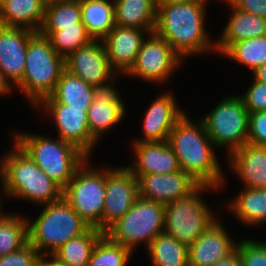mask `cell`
I'll list each match as a JSON object with an SVG mask.
<instances>
[{"mask_svg":"<svg viewBox=\"0 0 266 266\" xmlns=\"http://www.w3.org/2000/svg\"><path fill=\"white\" fill-rule=\"evenodd\" d=\"M168 142L178 158L180 168L200 185H208L213 189L223 185L224 175L213 151L215 146L202 120L194 123L184 114L171 130Z\"/></svg>","mask_w":266,"mask_h":266,"instance_id":"1","label":"cell"},{"mask_svg":"<svg viewBox=\"0 0 266 266\" xmlns=\"http://www.w3.org/2000/svg\"><path fill=\"white\" fill-rule=\"evenodd\" d=\"M206 0L158 5L154 32L183 59L215 48L205 31Z\"/></svg>","mask_w":266,"mask_h":266,"instance_id":"2","label":"cell"},{"mask_svg":"<svg viewBox=\"0 0 266 266\" xmlns=\"http://www.w3.org/2000/svg\"><path fill=\"white\" fill-rule=\"evenodd\" d=\"M0 164L6 195L46 205L63 197V189L51 180L15 143Z\"/></svg>","mask_w":266,"mask_h":266,"instance_id":"3","label":"cell"},{"mask_svg":"<svg viewBox=\"0 0 266 266\" xmlns=\"http://www.w3.org/2000/svg\"><path fill=\"white\" fill-rule=\"evenodd\" d=\"M15 143L55 183L64 189L88 156L73 144L34 134L17 133Z\"/></svg>","mask_w":266,"mask_h":266,"instance_id":"4","label":"cell"},{"mask_svg":"<svg viewBox=\"0 0 266 266\" xmlns=\"http://www.w3.org/2000/svg\"><path fill=\"white\" fill-rule=\"evenodd\" d=\"M64 70L65 58L55 51L48 37L35 32L28 41L24 75L17 87L36 106L54 92Z\"/></svg>","mask_w":266,"mask_h":266,"instance_id":"5","label":"cell"},{"mask_svg":"<svg viewBox=\"0 0 266 266\" xmlns=\"http://www.w3.org/2000/svg\"><path fill=\"white\" fill-rule=\"evenodd\" d=\"M44 206L36 220L28 222L29 243L41 256L53 255L62 245L90 228L63 197ZM43 250H46L44 254Z\"/></svg>","mask_w":266,"mask_h":266,"instance_id":"6","label":"cell"},{"mask_svg":"<svg viewBox=\"0 0 266 266\" xmlns=\"http://www.w3.org/2000/svg\"><path fill=\"white\" fill-rule=\"evenodd\" d=\"M164 217V204L139 196L130 210L113 223L105 234L131 251L140 242H145L148 248L155 237L163 233Z\"/></svg>","mask_w":266,"mask_h":266,"instance_id":"7","label":"cell"},{"mask_svg":"<svg viewBox=\"0 0 266 266\" xmlns=\"http://www.w3.org/2000/svg\"><path fill=\"white\" fill-rule=\"evenodd\" d=\"M209 188L213 187L200 185L189 196L166 204L163 233L187 246L193 244L217 220L200 197L201 192Z\"/></svg>","mask_w":266,"mask_h":266,"instance_id":"8","label":"cell"},{"mask_svg":"<svg viewBox=\"0 0 266 266\" xmlns=\"http://www.w3.org/2000/svg\"><path fill=\"white\" fill-rule=\"evenodd\" d=\"M85 163L63 189V198L90 227L102 231L105 199V170L92 169Z\"/></svg>","mask_w":266,"mask_h":266,"instance_id":"9","label":"cell"},{"mask_svg":"<svg viewBox=\"0 0 266 266\" xmlns=\"http://www.w3.org/2000/svg\"><path fill=\"white\" fill-rule=\"evenodd\" d=\"M202 122L213 145L228 148L229 155L248 143L249 112L240 96L222 100Z\"/></svg>","mask_w":266,"mask_h":266,"instance_id":"10","label":"cell"},{"mask_svg":"<svg viewBox=\"0 0 266 266\" xmlns=\"http://www.w3.org/2000/svg\"><path fill=\"white\" fill-rule=\"evenodd\" d=\"M147 35L148 39L143 41L134 65L126 74L148 82H165L183 59L155 32Z\"/></svg>","mask_w":266,"mask_h":266,"instance_id":"11","label":"cell"},{"mask_svg":"<svg viewBox=\"0 0 266 266\" xmlns=\"http://www.w3.org/2000/svg\"><path fill=\"white\" fill-rule=\"evenodd\" d=\"M139 197L138 179L127 167L105 169V199L102 231L123 217Z\"/></svg>","mask_w":266,"mask_h":266,"instance_id":"12","label":"cell"},{"mask_svg":"<svg viewBox=\"0 0 266 266\" xmlns=\"http://www.w3.org/2000/svg\"><path fill=\"white\" fill-rule=\"evenodd\" d=\"M65 70L98 90L111 87L108 82L117 73L108 61L102 40H92L70 53L65 58Z\"/></svg>","mask_w":266,"mask_h":266,"instance_id":"13","label":"cell"},{"mask_svg":"<svg viewBox=\"0 0 266 266\" xmlns=\"http://www.w3.org/2000/svg\"><path fill=\"white\" fill-rule=\"evenodd\" d=\"M44 107L52 115L61 140L69 142L88 157L97 140L88 126L87 109L70 108L59 102H39L36 107Z\"/></svg>","mask_w":266,"mask_h":266,"instance_id":"14","label":"cell"},{"mask_svg":"<svg viewBox=\"0 0 266 266\" xmlns=\"http://www.w3.org/2000/svg\"><path fill=\"white\" fill-rule=\"evenodd\" d=\"M199 186L182 169L171 174H149L138 178L139 196L164 205L189 196Z\"/></svg>","mask_w":266,"mask_h":266,"instance_id":"15","label":"cell"},{"mask_svg":"<svg viewBox=\"0 0 266 266\" xmlns=\"http://www.w3.org/2000/svg\"><path fill=\"white\" fill-rule=\"evenodd\" d=\"M34 33L25 28L0 25V69L13 85L22 81L28 41Z\"/></svg>","mask_w":266,"mask_h":266,"instance_id":"16","label":"cell"},{"mask_svg":"<svg viewBox=\"0 0 266 266\" xmlns=\"http://www.w3.org/2000/svg\"><path fill=\"white\" fill-rule=\"evenodd\" d=\"M135 161L128 168L138 179L142 175L171 174L181 170L178 158L168 141L135 142Z\"/></svg>","mask_w":266,"mask_h":266,"instance_id":"17","label":"cell"},{"mask_svg":"<svg viewBox=\"0 0 266 266\" xmlns=\"http://www.w3.org/2000/svg\"><path fill=\"white\" fill-rule=\"evenodd\" d=\"M145 29L115 26L102 40L108 61L117 72L126 74L134 65L145 39Z\"/></svg>","mask_w":266,"mask_h":266,"instance_id":"18","label":"cell"},{"mask_svg":"<svg viewBox=\"0 0 266 266\" xmlns=\"http://www.w3.org/2000/svg\"><path fill=\"white\" fill-rule=\"evenodd\" d=\"M236 244L216 220L188 246V265L213 266L218 260L230 254L236 248Z\"/></svg>","mask_w":266,"mask_h":266,"instance_id":"19","label":"cell"},{"mask_svg":"<svg viewBox=\"0 0 266 266\" xmlns=\"http://www.w3.org/2000/svg\"><path fill=\"white\" fill-rule=\"evenodd\" d=\"M184 114L170 93L162 94L146 111L143 121L144 138L135 142L168 141L171 130Z\"/></svg>","mask_w":266,"mask_h":266,"instance_id":"20","label":"cell"},{"mask_svg":"<svg viewBox=\"0 0 266 266\" xmlns=\"http://www.w3.org/2000/svg\"><path fill=\"white\" fill-rule=\"evenodd\" d=\"M125 105L113 86L99 89L87 109L91 135L98 141L101 133L118 125L125 115Z\"/></svg>","mask_w":266,"mask_h":266,"instance_id":"21","label":"cell"},{"mask_svg":"<svg viewBox=\"0 0 266 266\" xmlns=\"http://www.w3.org/2000/svg\"><path fill=\"white\" fill-rule=\"evenodd\" d=\"M230 166L247 188H266V146L246 143L230 155Z\"/></svg>","mask_w":266,"mask_h":266,"instance_id":"22","label":"cell"},{"mask_svg":"<svg viewBox=\"0 0 266 266\" xmlns=\"http://www.w3.org/2000/svg\"><path fill=\"white\" fill-rule=\"evenodd\" d=\"M233 10L222 37L215 43L216 51L223 53L232 43L259 36H266V19L236 8L229 0H223Z\"/></svg>","mask_w":266,"mask_h":266,"instance_id":"23","label":"cell"},{"mask_svg":"<svg viewBox=\"0 0 266 266\" xmlns=\"http://www.w3.org/2000/svg\"><path fill=\"white\" fill-rule=\"evenodd\" d=\"M45 6L39 0H0V25L39 32Z\"/></svg>","mask_w":266,"mask_h":266,"instance_id":"24","label":"cell"},{"mask_svg":"<svg viewBox=\"0 0 266 266\" xmlns=\"http://www.w3.org/2000/svg\"><path fill=\"white\" fill-rule=\"evenodd\" d=\"M97 91V88L64 70L54 92L40 102H59L70 106V108L88 109Z\"/></svg>","mask_w":266,"mask_h":266,"instance_id":"25","label":"cell"},{"mask_svg":"<svg viewBox=\"0 0 266 266\" xmlns=\"http://www.w3.org/2000/svg\"><path fill=\"white\" fill-rule=\"evenodd\" d=\"M115 24L154 32L157 18L155 0H114Z\"/></svg>","mask_w":266,"mask_h":266,"instance_id":"26","label":"cell"},{"mask_svg":"<svg viewBox=\"0 0 266 266\" xmlns=\"http://www.w3.org/2000/svg\"><path fill=\"white\" fill-rule=\"evenodd\" d=\"M113 2V3H112ZM80 0L81 20L93 40H103L116 26L114 1Z\"/></svg>","mask_w":266,"mask_h":266,"instance_id":"27","label":"cell"},{"mask_svg":"<svg viewBox=\"0 0 266 266\" xmlns=\"http://www.w3.org/2000/svg\"><path fill=\"white\" fill-rule=\"evenodd\" d=\"M229 204L236 217L246 225L266 222V188H247Z\"/></svg>","mask_w":266,"mask_h":266,"instance_id":"28","label":"cell"},{"mask_svg":"<svg viewBox=\"0 0 266 266\" xmlns=\"http://www.w3.org/2000/svg\"><path fill=\"white\" fill-rule=\"evenodd\" d=\"M105 232L90 227L85 233L62 245L53 256L67 266H86L98 240Z\"/></svg>","mask_w":266,"mask_h":266,"instance_id":"29","label":"cell"},{"mask_svg":"<svg viewBox=\"0 0 266 266\" xmlns=\"http://www.w3.org/2000/svg\"><path fill=\"white\" fill-rule=\"evenodd\" d=\"M153 266H189L188 246L161 233L147 248Z\"/></svg>","mask_w":266,"mask_h":266,"instance_id":"30","label":"cell"},{"mask_svg":"<svg viewBox=\"0 0 266 266\" xmlns=\"http://www.w3.org/2000/svg\"><path fill=\"white\" fill-rule=\"evenodd\" d=\"M28 222L25 217L0 212V257L21 249L29 242Z\"/></svg>","mask_w":266,"mask_h":266,"instance_id":"31","label":"cell"},{"mask_svg":"<svg viewBox=\"0 0 266 266\" xmlns=\"http://www.w3.org/2000/svg\"><path fill=\"white\" fill-rule=\"evenodd\" d=\"M81 20L80 0H65L45 7L40 31H60V27H77Z\"/></svg>","mask_w":266,"mask_h":266,"instance_id":"32","label":"cell"},{"mask_svg":"<svg viewBox=\"0 0 266 266\" xmlns=\"http://www.w3.org/2000/svg\"><path fill=\"white\" fill-rule=\"evenodd\" d=\"M222 54L254 71L266 63V36L232 43Z\"/></svg>","mask_w":266,"mask_h":266,"instance_id":"33","label":"cell"},{"mask_svg":"<svg viewBox=\"0 0 266 266\" xmlns=\"http://www.w3.org/2000/svg\"><path fill=\"white\" fill-rule=\"evenodd\" d=\"M39 32L49 38L52 47L64 58L93 40L82 22L77 23V27H60V31Z\"/></svg>","mask_w":266,"mask_h":266,"instance_id":"34","label":"cell"},{"mask_svg":"<svg viewBox=\"0 0 266 266\" xmlns=\"http://www.w3.org/2000/svg\"><path fill=\"white\" fill-rule=\"evenodd\" d=\"M132 251L104 234L97 242L86 266H127Z\"/></svg>","mask_w":266,"mask_h":266,"instance_id":"35","label":"cell"},{"mask_svg":"<svg viewBox=\"0 0 266 266\" xmlns=\"http://www.w3.org/2000/svg\"><path fill=\"white\" fill-rule=\"evenodd\" d=\"M243 266H266V246L263 242L244 239L236 245Z\"/></svg>","mask_w":266,"mask_h":266,"instance_id":"36","label":"cell"},{"mask_svg":"<svg viewBox=\"0 0 266 266\" xmlns=\"http://www.w3.org/2000/svg\"><path fill=\"white\" fill-rule=\"evenodd\" d=\"M41 254L29 242L21 249L0 257V266H39Z\"/></svg>","mask_w":266,"mask_h":266,"instance_id":"37","label":"cell"},{"mask_svg":"<svg viewBox=\"0 0 266 266\" xmlns=\"http://www.w3.org/2000/svg\"><path fill=\"white\" fill-rule=\"evenodd\" d=\"M240 97L249 113L266 111V83L254 79L250 88Z\"/></svg>","mask_w":266,"mask_h":266,"instance_id":"38","label":"cell"},{"mask_svg":"<svg viewBox=\"0 0 266 266\" xmlns=\"http://www.w3.org/2000/svg\"><path fill=\"white\" fill-rule=\"evenodd\" d=\"M248 143L266 146V111L249 113Z\"/></svg>","mask_w":266,"mask_h":266,"instance_id":"39","label":"cell"},{"mask_svg":"<svg viewBox=\"0 0 266 266\" xmlns=\"http://www.w3.org/2000/svg\"><path fill=\"white\" fill-rule=\"evenodd\" d=\"M236 8L266 19V0H229Z\"/></svg>","mask_w":266,"mask_h":266,"instance_id":"40","label":"cell"},{"mask_svg":"<svg viewBox=\"0 0 266 266\" xmlns=\"http://www.w3.org/2000/svg\"><path fill=\"white\" fill-rule=\"evenodd\" d=\"M213 266H243L236 247L230 254L218 260Z\"/></svg>","mask_w":266,"mask_h":266,"instance_id":"41","label":"cell"},{"mask_svg":"<svg viewBox=\"0 0 266 266\" xmlns=\"http://www.w3.org/2000/svg\"><path fill=\"white\" fill-rule=\"evenodd\" d=\"M11 82L6 78L4 72L0 69V95L7 94L10 92Z\"/></svg>","mask_w":266,"mask_h":266,"instance_id":"42","label":"cell"},{"mask_svg":"<svg viewBox=\"0 0 266 266\" xmlns=\"http://www.w3.org/2000/svg\"><path fill=\"white\" fill-rule=\"evenodd\" d=\"M254 79L266 83V63L253 71Z\"/></svg>","mask_w":266,"mask_h":266,"instance_id":"43","label":"cell"},{"mask_svg":"<svg viewBox=\"0 0 266 266\" xmlns=\"http://www.w3.org/2000/svg\"><path fill=\"white\" fill-rule=\"evenodd\" d=\"M51 257L52 259L49 261L48 259H46V255L41 256L39 266H67L64 263H61L53 255H51Z\"/></svg>","mask_w":266,"mask_h":266,"instance_id":"44","label":"cell"},{"mask_svg":"<svg viewBox=\"0 0 266 266\" xmlns=\"http://www.w3.org/2000/svg\"><path fill=\"white\" fill-rule=\"evenodd\" d=\"M198 0H155L156 5H167V4H175L180 2H192Z\"/></svg>","mask_w":266,"mask_h":266,"instance_id":"45","label":"cell"},{"mask_svg":"<svg viewBox=\"0 0 266 266\" xmlns=\"http://www.w3.org/2000/svg\"><path fill=\"white\" fill-rule=\"evenodd\" d=\"M45 7L65 0H39Z\"/></svg>","mask_w":266,"mask_h":266,"instance_id":"46","label":"cell"}]
</instances>
